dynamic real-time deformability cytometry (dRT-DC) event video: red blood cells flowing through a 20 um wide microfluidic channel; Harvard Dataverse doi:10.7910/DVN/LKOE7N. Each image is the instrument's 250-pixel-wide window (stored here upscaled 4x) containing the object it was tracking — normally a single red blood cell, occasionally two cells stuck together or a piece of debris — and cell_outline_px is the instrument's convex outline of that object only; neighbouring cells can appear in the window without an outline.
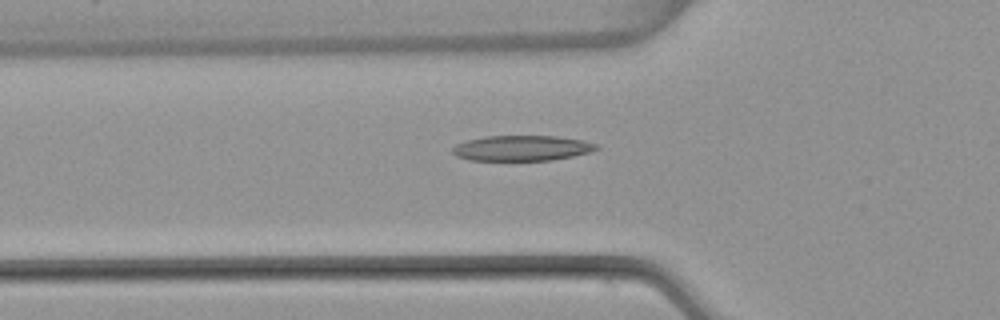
{"species": "common noctule bat (a hibernating species)", "species_latin": "Nyctalus noctula", "temperature_condition": "warm", "stored_images_in_passage": 41, "camera_frame_rate_fps": 3000, "um_per_image_px": 0.085, "animal": {"sex": "female", "body_mass_g": 22.7, "forearm_length_mm": 54.2}, "frame": {"image": 1, "passage_image": 10, "time_ms": 3.0, "image_size_px": [1000, 320], "cell_outline_px": [[600, 148], [592, 152], [552, 160], [468, 160], [456, 156], [452, 152], [452, 148], [456, 144], [468, 140], [484, 136], [556, 136], [584, 140], [596, 144]], "centroid_in_image_um": [44.37, 12.59], "position_along_channel_um": 81.4, "area_um2": 21.33}}
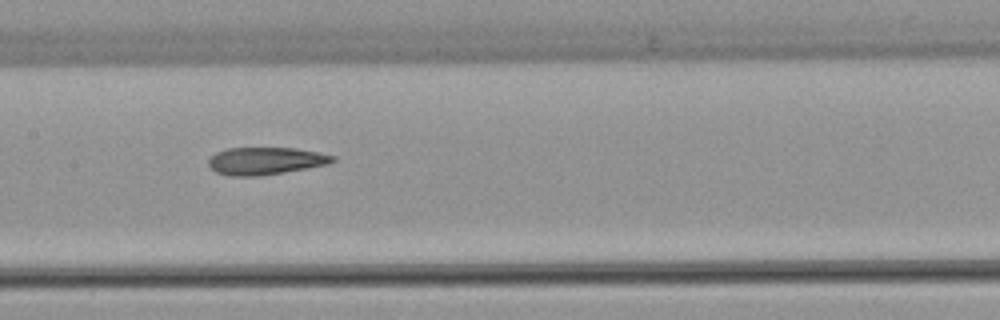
{"frame": {"image": 2, "passage_image": 18, "time_ms": 5.667, "image_size_px": [1000, 320], "cell_outline_px": [[336, 160], [328, 164], [256, 176], [228, 176], [216, 172], [208, 164], [208, 160], [216, 152], [228, 148], [296, 148], [320, 152], [336, 156]], "centroid_in_image_um": [22.57, 13.66], "position_along_channel_um": 184.8, "area_um2": 19.65}}
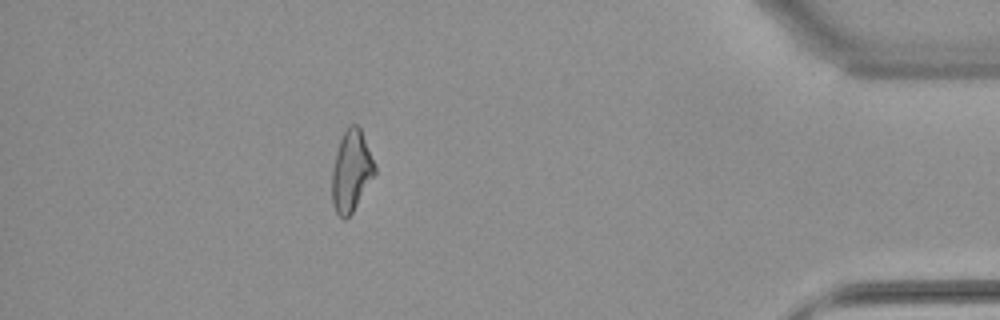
{"frame": {"image": 3, "passage_image": 39, "time_ms": 12.667, "image_size_px": [1000, 320], "cell_outline_px": [[376, 172], [352, 212], [344, 220], [336, 212], [332, 204], [332, 168], [336, 152], [340, 140], [348, 124], [356, 124], [360, 128], [376, 168]], "centroid_in_image_um": [29.84, 14.53], "position_along_channel_um": 405.4, "area_um2": 19.88}}